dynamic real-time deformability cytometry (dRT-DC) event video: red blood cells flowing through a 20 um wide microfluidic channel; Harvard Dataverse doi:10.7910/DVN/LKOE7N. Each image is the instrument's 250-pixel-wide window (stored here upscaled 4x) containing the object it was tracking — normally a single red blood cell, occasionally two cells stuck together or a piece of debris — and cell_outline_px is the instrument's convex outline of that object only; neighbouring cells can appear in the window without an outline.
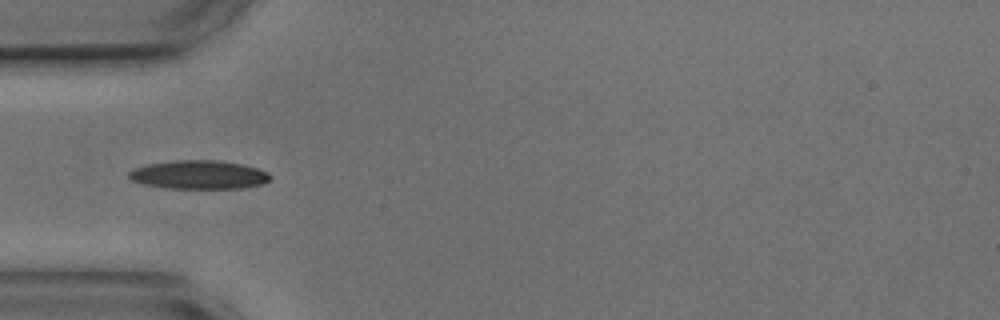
{"species": "common noctule bat (a hibernating species)", "species_latin": "Nyctalus noctula", "temperature_condition": "cold", "stored_images_in_passage": 45, "camera_frame_rate_fps": 3000, "um_per_image_px": 0.085, "animal": {"sex": "male", "body_mass_g": 17.9, "forearm_length_mm": 54.2}, "frame": {"image": 1, "passage_image": 7, "time_ms": 2.0, "image_size_px": [1000, 320], "cell_outline_px": [[272, 176], [264, 184], [240, 188], [168, 188], [144, 184], [132, 180], [128, 176], [128, 172], [132, 168], [148, 164], [176, 160], [216, 160], [244, 164], [268, 172]], "centroid_in_image_um": [16.91, 14.84], "position_along_channel_um": 68.1, "area_um2": 23.58}}
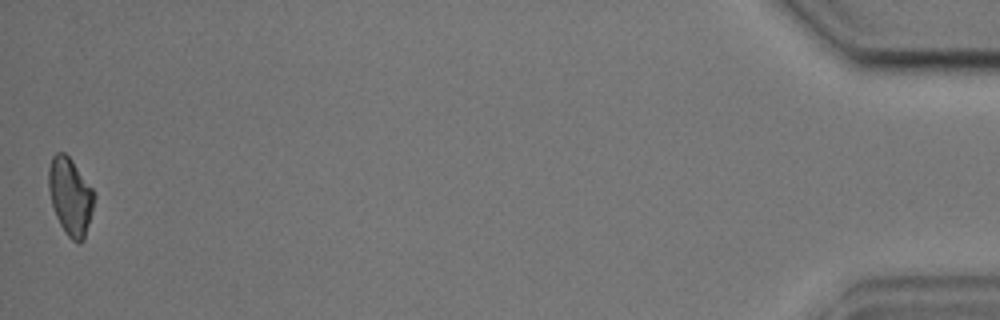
{"frame": {"image": 2, "passage_image": 45, "time_ms": 14.667, "image_size_px": [1000, 320], "cell_outline_px": [[96, 196], [92, 212], [84, 240], [80, 244], [72, 240], [68, 236], [60, 224], [56, 216], [52, 204], [48, 188], [48, 168], [52, 156], [56, 152], [64, 152], [72, 160], [92, 188]], "centroid_in_image_um": [5.98, 16.69], "position_along_channel_um": 429.2, "area_um2": 20.58}, "authors_computed_cell_mechanics": {"area_um2": 21.6172, "velocity_mm_per_s": 3.6017, "shape_relaxation_time_tau1_ms": 5.0365, "shape_relaxation_time_tau2_ms": 6.2025, "deformation_change_tau1": 0.1329, "deformation_change_tau2": 0.128}}